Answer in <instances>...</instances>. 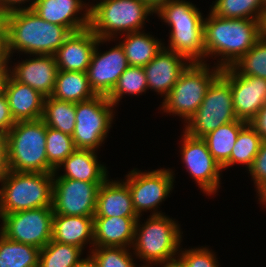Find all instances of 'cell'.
<instances>
[{"mask_svg": "<svg viewBox=\"0 0 266 267\" xmlns=\"http://www.w3.org/2000/svg\"><path fill=\"white\" fill-rule=\"evenodd\" d=\"M41 119L47 127L72 136L75 128V103L45 97Z\"/></svg>", "mask_w": 266, "mask_h": 267, "instance_id": "f546056e", "label": "cell"}, {"mask_svg": "<svg viewBox=\"0 0 266 267\" xmlns=\"http://www.w3.org/2000/svg\"><path fill=\"white\" fill-rule=\"evenodd\" d=\"M52 206L2 215L0 233L6 238L42 249L52 239Z\"/></svg>", "mask_w": 266, "mask_h": 267, "instance_id": "30bf717a", "label": "cell"}, {"mask_svg": "<svg viewBox=\"0 0 266 267\" xmlns=\"http://www.w3.org/2000/svg\"><path fill=\"white\" fill-rule=\"evenodd\" d=\"M96 96L91 89L86 72L58 70L51 97L78 103Z\"/></svg>", "mask_w": 266, "mask_h": 267, "instance_id": "4316f807", "label": "cell"}, {"mask_svg": "<svg viewBox=\"0 0 266 267\" xmlns=\"http://www.w3.org/2000/svg\"><path fill=\"white\" fill-rule=\"evenodd\" d=\"M45 149L48 164L56 170L76 148L71 135L47 127Z\"/></svg>", "mask_w": 266, "mask_h": 267, "instance_id": "d590c367", "label": "cell"}, {"mask_svg": "<svg viewBox=\"0 0 266 267\" xmlns=\"http://www.w3.org/2000/svg\"><path fill=\"white\" fill-rule=\"evenodd\" d=\"M170 44L165 49L174 51L190 63H205L204 27L171 28ZM167 47V48H166Z\"/></svg>", "mask_w": 266, "mask_h": 267, "instance_id": "d4e9b609", "label": "cell"}, {"mask_svg": "<svg viewBox=\"0 0 266 267\" xmlns=\"http://www.w3.org/2000/svg\"><path fill=\"white\" fill-rule=\"evenodd\" d=\"M9 171L8 136L0 131V183Z\"/></svg>", "mask_w": 266, "mask_h": 267, "instance_id": "b9f144b4", "label": "cell"}, {"mask_svg": "<svg viewBox=\"0 0 266 267\" xmlns=\"http://www.w3.org/2000/svg\"><path fill=\"white\" fill-rule=\"evenodd\" d=\"M266 9V0H263V10Z\"/></svg>", "mask_w": 266, "mask_h": 267, "instance_id": "f5cc1de1", "label": "cell"}, {"mask_svg": "<svg viewBox=\"0 0 266 267\" xmlns=\"http://www.w3.org/2000/svg\"><path fill=\"white\" fill-rule=\"evenodd\" d=\"M74 267H97V264L89 254L87 258H82Z\"/></svg>", "mask_w": 266, "mask_h": 267, "instance_id": "c3c4849f", "label": "cell"}, {"mask_svg": "<svg viewBox=\"0 0 266 267\" xmlns=\"http://www.w3.org/2000/svg\"><path fill=\"white\" fill-rule=\"evenodd\" d=\"M15 124L5 94L0 96V131L7 133Z\"/></svg>", "mask_w": 266, "mask_h": 267, "instance_id": "60d3db41", "label": "cell"}, {"mask_svg": "<svg viewBox=\"0 0 266 267\" xmlns=\"http://www.w3.org/2000/svg\"><path fill=\"white\" fill-rule=\"evenodd\" d=\"M1 186L0 217L18 211L52 206L53 173L10 170Z\"/></svg>", "mask_w": 266, "mask_h": 267, "instance_id": "277c9868", "label": "cell"}, {"mask_svg": "<svg viewBox=\"0 0 266 267\" xmlns=\"http://www.w3.org/2000/svg\"><path fill=\"white\" fill-rule=\"evenodd\" d=\"M258 199L262 204H266V190L259 196ZM265 207H266V205H265Z\"/></svg>", "mask_w": 266, "mask_h": 267, "instance_id": "816d5d0a", "label": "cell"}, {"mask_svg": "<svg viewBox=\"0 0 266 267\" xmlns=\"http://www.w3.org/2000/svg\"><path fill=\"white\" fill-rule=\"evenodd\" d=\"M153 13L142 0H100L90 6L89 28L100 39L115 40L120 33L142 31Z\"/></svg>", "mask_w": 266, "mask_h": 267, "instance_id": "8992f818", "label": "cell"}, {"mask_svg": "<svg viewBox=\"0 0 266 267\" xmlns=\"http://www.w3.org/2000/svg\"><path fill=\"white\" fill-rule=\"evenodd\" d=\"M129 251L125 247H93L90 255L97 267H136Z\"/></svg>", "mask_w": 266, "mask_h": 267, "instance_id": "74e56055", "label": "cell"}, {"mask_svg": "<svg viewBox=\"0 0 266 267\" xmlns=\"http://www.w3.org/2000/svg\"><path fill=\"white\" fill-rule=\"evenodd\" d=\"M155 14L171 28L204 27L200 10L185 0H170Z\"/></svg>", "mask_w": 266, "mask_h": 267, "instance_id": "f1b7e54d", "label": "cell"}, {"mask_svg": "<svg viewBox=\"0 0 266 267\" xmlns=\"http://www.w3.org/2000/svg\"><path fill=\"white\" fill-rule=\"evenodd\" d=\"M107 41L110 39H98L86 71L91 89L96 95L103 96H108L111 93L121 74L129 66L119 43L104 53L98 51L99 44Z\"/></svg>", "mask_w": 266, "mask_h": 267, "instance_id": "9a60e30c", "label": "cell"}, {"mask_svg": "<svg viewBox=\"0 0 266 267\" xmlns=\"http://www.w3.org/2000/svg\"><path fill=\"white\" fill-rule=\"evenodd\" d=\"M139 217L133 207L128 185L108 178L100 185L94 217Z\"/></svg>", "mask_w": 266, "mask_h": 267, "instance_id": "44dd1931", "label": "cell"}, {"mask_svg": "<svg viewBox=\"0 0 266 267\" xmlns=\"http://www.w3.org/2000/svg\"><path fill=\"white\" fill-rule=\"evenodd\" d=\"M11 67L9 74L20 83L29 85L43 96L53 93L58 66L54 55H33Z\"/></svg>", "mask_w": 266, "mask_h": 267, "instance_id": "e0dca14e", "label": "cell"}, {"mask_svg": "<svg viewBox=\"0 0 266 267\" xmlns=\"http://www.w3.org/2000/svg\"><path fill=\"white\" fill-rule=\"evenodd\" d=\"M10 69H0V96L4 94V87L9 76Z\"/></svg>", "mask_w": 266, "mask_h": 267, "instance_id": "f907efd6", "label": "cell"}, {"mask_svg": "<svg viewBox=\"0 0 266 267\" xmlns=\"http://www.w3.org/2000/svg\"><path fill=\"white\" fill-rule=\"evenodd\" d=\"M81 248L51 241L39 252L38 267H74L80 260Z\"/></svg>", "mask_w": 266, "mask_h": 267, "instance_id": "d6a6232c", "label": "cell"}, {"mask_svg": "<svg viewBox=\"0 0 266 267\" xmlns=\"http://www.w3.org/2000/svg\"><path fill=\"white\" fill-rule=\"evenodd\" d=\"M114 105L107 96L96 95L75 103L73 142L76 149L97 150L110 130Z\"/></svg>", "mask_w": 266, "mask_h": 267, "instance_id": "9c48e42d", "label": "cell"}, {"mask_svg": "<svg viewBox=\"0 0 266 267\" xmlns=\"http://www.w3.org/2000/svg\"><path fill=\"white\" fill-rule=\"evenodd\" d=\"M181 251V252H180ZM178 258L184 267H218L215 253L208 247L180 250ZM214 253V254H213Z\"/></svg>", "mask_w": 266, "mask_h": 267, "instance_id": "f35d334b", "label": "cell"}, {"mask_svg": "<svg viewBox=\"0 0 266 267\" xmlns=\"http://www.w3.org/2000/svg\"><path fill=\"white\" fill-rule=\"evenodd\" d=\"M210 10L220 18L259 20L263 0H216Z\"/></svg>", "mask_w": 266, "mask_h": 267, "instance_id": "836d02e7", "label": "cell"}, {"mask_svg": "<svg viewBox=\"0 0 266 267\" xmlns=\"http://www.w3.org/2000/svg\"><path fill=\"white\" fill-rule=\"evenodd\" d=\"M232 67L239 74L266 79V40L260 38Z\"/></svg>", "mask_w": 266, "mask_h": 267, "instance_id": "8d00e7d4", "label": "cell"}, {"mask_svg": "<svg viewBox=\"0 0 266 267\" xmlns=\"http://www.w3.org/2000/svg\"><path fill=\"white\" fill-rule=\"evenodd\" d=\"M170 0H142L154 13H156L161 7H163Z\"/></svg>", "mask_w": 266, "mask_h": 267, "instance_id": "bcb514c9", "label": "cell"}, {"mask_svg": "<svg viewBox=\"0 0 266 267\" xmlns=\"http://www.w3.org/2000/svg\"><path fill=\"white\" fill-rule=\"evenodd\" d=\"M148 89L147 78L143 67L128 66L121 74L117 84L107 96L110 102L116 106L123 95H140Z\"/></svg>", "mask_w": 266, "mask_h": 267, "instance_id": "e575fe53", "label": "cell"}, {"mask_svg": "<svg viewBox=\"0 0 266 267\" xmlns=\"http://www.w3.org/2000/svg\"><path fill=\"white\" fill-rule=\"evenodd\" d=\"M139 217H94V247L131 248Z\"/></svg>", "mask_w": 266, "mask_h": 267, "instance_id": "7402d4cb", "label": "cell"}, {"mask_svg": "<svg viewBox=\"0 0 266 267\" xmlns=\"http://www.w3.org/2000/svg\"><path fill=\"white\" fill-rule=\"evenodd\" d=\"M4 94L15 122L42 118L45 96L29 85L16 81L9 74Z\"/></svg>", "mask_w": 266, "mask_h": 267, "instance_id": "ffe728a7", "label": "cell"}, {"mask_svg": "<svg viewBox=\"0 0 266 267\" xmlns=\"http://www.w3.org/2000/svg\"><path fill=\"white\" fill-rule=\"evenodd\" d=\"M190 62L174 51L163 48L144 66L148 88L167 95Z\"/></svg>", "mask_w": 266, "mask_h": 267, "instance_id": "d6986e66", "label": "cell"}, {"mask_svg": "<svg viewBox=\"0 0 266 267\" xmlns=\"http://www.w3.org/2000/svg\"><path fill=\"white\" fill-rule=\"evenodd\" d=\"M260 38L266 40V9L261 13L259 19Z\"/></svg>", "mask_w": 266, "mask_h": 267, "instance_id": "7dc6e473", "label": "cell"}, {"mask_svg": "<svg viewBox=\"0 0 266 267\" xmlns=\"http://www.w3.org/2000/svg\"><path fill=\"white\" fill-rule=\"evenodd\" d=\"M249 124L262 137V140H266V104L259 110Z\"/></svg>", "mask_w": 266, "mask_h": 267, "instance_id": "7bdbcfd3", "label": "cell"}, {"mask_svg": "<svg viewBox=\"0 0 266 267\" xmlns=\"http://www.w3.org/2000/svg\"><path fill=\"white\" fill-rule=\"evenodd\" d=\"M183 133L181 155L187 172L206 195L215 194L220 188L222 167L214 160L203 138Z\"/></svg>", "mask_w": 266, "mask_h": 267, "instance_id": "4fadbf2b", "label": "cell"}, {"mask_svg": "<svg viewBox=\"0 0 266 267\" xmlns=\"http://www.w3.org/2000/svg\"><path fill=\"white\" fill-rule=\"evenodd\" d=\"M248 170L259 197L266 190V140L262 141L253 164Z\"/></svg>", "mask_w": 266, "mask_h": 267, "instance_id": "ab89813d", "label": "cell"}, {"mask_svg": "<svg viewBox=\"0 0 266 267\" xmlns=\"http://www.w3.org/2000/svg\"><path fill=\"white\" fill-rule=\"evenodd\" d=\"M40 249L0 233V267H38Z\"/></svg>", "mask_w": 266, "mask_h": 267, "instance_id": "4dcf8cb0", "label": "cell"}, {"mask_svg": "<svg viewBox=\"0 0 266 267\" xmlns=\"http://www.w3.org/2000/svg\"><path fill=\"white\" fill-rule=\"evenodd\" d=\"M262 137L247 123L239 132L235 145L232 148L229 161L222 170L234 164H245L249 169L260 149Z\"/></svg>", "mask_w": 266, "mask_h": 267, "instance_id": "1f68e13d", "label": "cell"}, {"mask_svg": "<svg viewBox=\"0 0 266 267\" xmlns=\"http://www.w3.org/2000/svg\"><path fill=\"white\" fill-rule=\"evenodd\" d=\"M6 34L9 59L16 50L31 55H55L71 32L64 26L41 19L31 8L0 16Z\"/></svg>", "mask_w": 266, "mask_h": 267, "instance_id": "6da1fadb", "label": "cell"}, {"mask_svg": "<svg viewBox=\"0 0 266 267\" xmlns=\"http://www.w3.org/2000/svg\"><path fill=\"white\" fill-rule=\"evenodd\" d=\"M247 122L237 119L221 125L203 137L214 160L223 167L230 159L240 130Z\"/></svg>", "mask_w": 266, "mask_h": 267, "instance_id": "83f0119b", "label": "cell"}, {"mask_svg": "<svg viewBox=\"0 0 266 267\" xmlns=\"http://www.w3.org/2000/svg\"><path fill=\"white\" fill-rule=\"evenodd\" d=\"M210 69L207 63H190L171 91L164 96L162 111L182 117L186 123L196 113L208 87L222 70L215 66Z\"/></svg>", "mask_w": 266, "mask_h": 267, "instance_id": "52a82bcc", "label": "cell"}, {"mask_svg": "<svg viewBox=\"0 0 266 267\" xmlns=\"http://www.w3.org/2000/svg\"><path fill=\"white\" fill-rule=\"evenodd\" d=\"M52 240L77 246L83 250L86 244L94 247V216H64L54 214Z\"/></svg>", "mask_w": 266, "mask_h": 267, "instance_id": "603a6c76", "label": "cell"}, {"mask_svg": "<svg viewBox=\"0 0 266 267\" xmlns=\"http://www.w3.org/2000/svg\"><path fill=\"white\" fill-rule=\"evenodd\" d=\"M260 39L259 20L225 19L210 11L204 18L205 58L221 56L215 65L233 66Z\"/></svg>", "mask_w": 266, "mask_h": 267, "instance_id": "7a4b0ae2", "label": "cell"}, {"mask_svg": "<svg viewBox=\"0 0 266 267\" xmlns=\"http://www.w3.org/2000/svg\"><path fill=\"white\" fill-rule=\"evenodd\" d=\"M95 150L75 149L55 170L63 166L65 173L60 178L84 182H104L108 177L106 166L98 162Z\"/></svg>", "mask_w": 266, "mask_h": 267, "instance_id": "cb8c5ba5", "label": "cell"}, {"mask_svg": "<svg viewBox=\"0 0 266 267\" xmlns=\"http://www.w3.org/2000/svg\"><path fill=\"white\" fill-rule=\"evenodd\" d=\"M8 64L9 56L7 52L6 34L4 28L0 24V69H10Z\"/></svg>", "mask_w": 266, "mask_h": 267, "instance_id": "f6af8a7d", "label": "cell"}, {"mask_svg": "<svg viewBox=\"0 0 266 267\" xmlns=\"http://www.w3.org/2000/svg\"><path fill=\"white\" fill-rule=\"evenodd\" d=\"M220 74L230 84L237 119L249 123L266 104V79L239 74L232 66Z\"/></svg>", "mask_w": 266, "mask_h": 267, "instance_id": "5bb4252c", "label": "cell"}, {"mask_svg": "<svg viewBox=\"0 0 266 267\" xmlns=\"http://www.w3.org/2000/svg\"><path fill=\"white\" fill-rule=\"evenodd\" d=\"M173 175L174 171L171 169L161 168L148 172L135 168L126 175L127 179L124 182L129 187L133 207L139 217L142 216V211L147 210H153L152 215L163 214L157 211V208L172 191L175 178Z\"/></svg>", "mask_w": 266, "mask_h": 267, "instance_id": "8fae6325", "label": "cell"}, {"mask_svg": "<svg viewBox=\"0 0 266 267\" xmlns=\"http://www.w3.org/2000/svg\"><path fill=\"white\" fill-rule=\"evenodd\" d=\"M98 39L89 27L71 33L54 55L58 70L86 72Z\"/></svg>", "mask_w": 266, "mask_h": 267, "instance_id": "ac0fdd59", "label": "cell"}, {"mask_svg": "<svg viewBox=\"0 0 266 267\" xmlns=\"http://www.w3.org/2000/svg\"><path fill=\"white\" fill-rule=\"evenodd\" d=\"M53 172V213L64 216H94L97 194L103 182L60 178Z\"/></svg>", "mask_w": 266, "mask_h": 267, "instance_id": "7c38bea8", "label": "cell"}, {"mask_svg": "<svg viewBox=\"0 0 266 267\" xmlns=\"http://www.w3.org/2000/svg\"><path fill=\"white\" fill-rule=\"evenodd\" d=\"M140 217L136 221L135 239L132 246L133 254L140 260H145L141 267H147L158 262L177 258L183 233L179 224L170 217L150 215L147 221L140 224Z\"/></svg>", "mask_w": 266, "mask_h": 267, "instance_id": "5b68a950", "label": "cell"}, {"mask_svg": "<svg viewBox=\"0 0 266 267\" xmlns=\"http://www.w3.org/2000/svg\"><path fill=\"white\" fill-rule=\"evenodd\" d=\"M119 42L126 55L128 65L144 67L164 48V43L143 31L124 35Z\"/></svg>", "mask_w": 266, "mask_h": 267, "instance_id": "484cf974", "label": "cell"}, {"mask_svg": "<svg viewBox=\"0 0 266 267\" xmlns=\"http://www.w3.org/2000/svg\"><path fill=\"white\" fill-rule=\"evenodd\" d=\"M47 126L42 119L17 121L7 132L9 170L53 173L46 154Z\"/></svg>", "mask_w": 266, "mask_h": 267, "instance_id": "3957f363", "label": "cell"}, {"mask_svg": "<svg viewBox=\"0 0 266 267\" xmlns=\"http://www.w3.org/2000/svg\"><path fill=\"white\" fill-rule=\"evenodd\" d=\"M236 120L230 84L219 74L208 87L196 113L186 122L184 131L203 138L221 125Z\"/></svg>", "mask_w": 266, "mask_h": 267, "instance_id": "ba28073f", "label": "cell"}, {"mask_svg": "<svg viewBox=\"0 0 266 267\" xmlns=\"http://www.w3.org/2000/svg\"><path fill=\"white\" fill-rule=\"evenodd\" d=\"M162 265L163 267H184L182 262L180 261V259L177 257V259H172V260H169V261H164V262H158V263H154L153 265ZM161 266V267H162ZM147 267H152V265H149Z\"/></svg>", "mask_w": 266, "mask_h": 267, "instance_id": "681fc988", "label": "cell"}, {"mask_svg": "<svg viewBox=\"0 0 266 267\" xmlns=\"http://www.w3.org/2000/svg\"><path fill=\"white\" fill-rule=\"evenodd\" d=\"M28 1H30V0H0V16H2L3 14H5L9 11H12V10H17V9H22V8H32L35 0H33L31 2V4L29 3V6H27V7L21 6L22 4H24Z\"/></svg>", "mask_w": 266, "mask_h": 267, "instance_id": "ee69618b", "label": "cell"}, {"mask_svg": "<svg viewBox=\"0 0 266 267\" xmlns=\"http://www.w3.org/2000/svg\"><path fill=\"white\" fill-rule=\"evenodd\" d=\"M31 9L41 19L64 26L71 33L84 30L90 25V6L82 0H35ZM82 11L85 13L78 17L77 14Z\"/></svg>", "mask_w": 266, "mask_h": 267, "instance_id": "2e32d148", "label": "cell"}]
</instances>
